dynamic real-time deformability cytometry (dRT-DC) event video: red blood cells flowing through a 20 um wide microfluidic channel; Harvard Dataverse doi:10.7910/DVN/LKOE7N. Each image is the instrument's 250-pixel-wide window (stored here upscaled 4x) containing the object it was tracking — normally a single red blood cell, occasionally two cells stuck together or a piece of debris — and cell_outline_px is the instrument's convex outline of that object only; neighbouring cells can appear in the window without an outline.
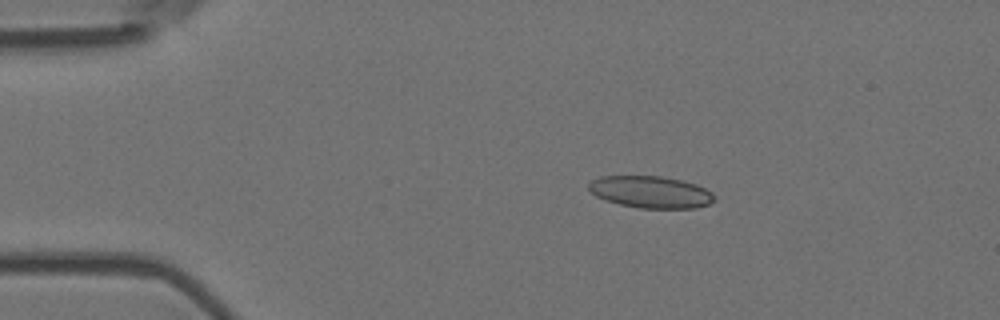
{"species": "Egyptian fruit bat (a non-hibernating species)", "species_latin": "Rousettus aegyptiacus", "temperature_condition": "room temperature", "stored_images_in_passage": 3, "camera_frame_rate_fps": 3000, "um_per_image_px": 0.085, "animal": {"sex": "female"}, "frame": {"image": 1, "passage_image": 2, "time_ms": 0.333, "image_size_px": [1000, 320], "cell_outline_px": [[716, 200], [708, 204], [696, 208], [640, 208], [620, 204], [604, 200], [596, 196], [588, 188], [588, 184], [592, 180], [600, 176], [660, 176], [680, 180], [696, 184], [712, 192], [716, 196]], "centroid_in_image_um": [55.32, 16.32], "position_along_channel_um": 29.7, "area_um2": 23.41}}